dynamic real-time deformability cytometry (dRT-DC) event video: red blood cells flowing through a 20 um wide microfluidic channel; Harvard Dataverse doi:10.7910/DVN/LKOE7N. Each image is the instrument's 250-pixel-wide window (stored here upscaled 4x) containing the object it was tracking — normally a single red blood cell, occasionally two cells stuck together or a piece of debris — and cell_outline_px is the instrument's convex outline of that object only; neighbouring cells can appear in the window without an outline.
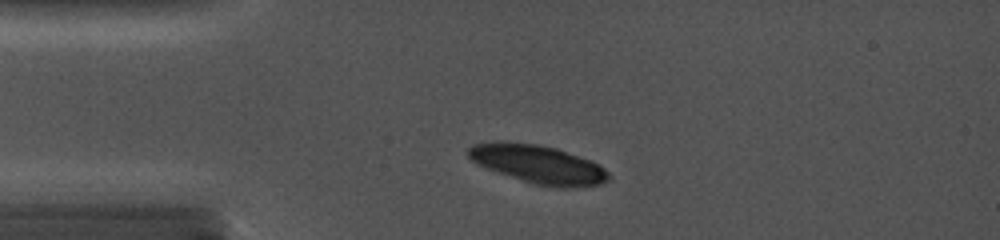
{"species": "common noctule bat (a hibernating species)", "species_latin": "Nyctalus noctula", "temperature_condition": "cold", "stored_images_in_passage": 6, "camera_frame_rate_fps": 5000, "um_per_image_px": 0.085, "animal": {"sex": "female", "body_mass_g": 19.0, "forearm_length_mm": 56.7}, "frame": {"image": 1, "passage_image": 5, "time_ms": 2.0, "image_size_px": [1000, 240], "cell_outline_px": [[612, 180], [600, 184], [576, 188], [556, 188], [536, 184], [476, 164], [468, 156], [468, 148], [472, 144], [492, 140], [508, 140], [536, 144], [556, 148], [592, 160], [600, 164], [612, 176]], "centroid_in_image_um": [45.79, 13.94], "position_along_channel_um": 39.2, "area_um2": 31.85}}